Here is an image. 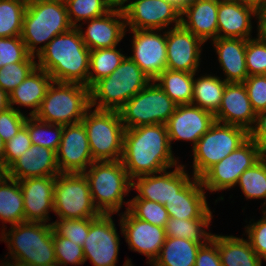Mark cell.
Wrapping results in <instances>:
<instances>
[{
	"instance_id": "1",
	"label": "cell",
	"mask_w": 266,
	"mask_h": 266,
	"mask_svg": "<svg viewBox=\"0 0 266 266\" xmlns=\"http://www.w3.org/2000/svg\"><path fill=\"white\" fill-rule=\"evenodd\" d=\"M174 154L165 124L125 129L121 161L131 180L180 164V158Z\"/></svg>"
},
{
	"instance_id": "2",
	"label": "cell",
	"mask_w": 266,
	"mask_h": 266,
	"mask_svg": "<svg viewBox=\"0 0 266 266\" xmlns=\"http://www.w3.org/2000/svg\"><path fill=\"white\" fill-rule=\"evenodd\" d=\"M90 49L77 27L55 36L36 57L37 67L53 81L79 83L88 87Z\"/></svg>"
},
{
	"instance_id": "3",
	"label": "cell",
	"mask_w": 266,
	"mask_h": 266,
	"mask_svg": "<svg viewBox=\"0 0 266 266\" xmlns=\"http://www.w3.org/2000/svg\"><path fill=\"white\" fill-rule=\"evenodd\" d=\"M9 228L0 233L8 250L5 257L33 266L57 265L53 224L24 221Z\"/></svg>"
},
{
	"instance_id": "4",
	"label": "cell",
	"mask_w": 266,
	"mask_h": 266,
	"mask_svg": "<svg viewBox=\"0 0 266 266\" xmlns=\"http://www.w3.org/2000/svg\"><path fill=\"white\" fill-rule=\"evenodd\" d=\"M83 174L100 214L119 215L125 206L124 209L128 210L130 199L126 201L124 198L132 192V180L121 160L94 161Z\"/></svg>"
},
{
	"instance_id": "5",
	"label": "cell",
	"mask_w": 266,
	"mask_h": 266,
	"mask_svg": "<svg viewBox=\"0 0 266 266\" xmlns=\"http://www.w3.org/2000/svg\"><path fill=\"white\" fill-rule=\"evenodd\" d=\"M72 27L64 0H38L27 3L21 38L27 52L37 57L55 36Z\"/></svg>"
},
{
	"instance_id": "6",
	"label": "cell",
	"mask_w": 266,
	"mask_h": 266,
	"mask_svg": "<svg viewBox=\"0 0 266 266\" xmlns=\"http://www.w3.org/2000/svg\"><path fill=\"white\" fill-rule=\"evenodd\" d=\"M150 82L151 79L126 55L111 75L90 88V106L99 110L119 111Z\"/></svg>"
},
{
	"instance_id": "7",
	"label": "cell",
	"mask_w": 266,
	"mask_h": 266,
	"mask_svg": "<svg viewBox=\"0 0 266 266\" xmlns=\"http://www.w3.org/2000/svg\"><path fill=\"white\" fill-rule=\"evenodd\" d=\"M90 107L89 87L52 81L34 116L44 122L69 125L81 122Z\"/></svg>"
},
{
	"instance_id": "8",
	"label": "cell",
	"mask_w": 266,
	"mask_h": 266,
	"mask_svg": "<svg viewBox=\"0 0 266 266\" xmlns=\"http://www.w3.org/2000/svg\"><path fill=\"white\" fill-rule=\"evenodd\" d=\"M94 161L121 160L125 127L119 111L90 107L82 121Z\"/></svg>"
},
{
	"instance_id": "9",
	"label": "cell",
	"mask_w": 266,
	"mask_h": 266,
	"mask_svg": "<svg viewBox=\"0 0 266 266\" xmlns=\"http://www.w3.org/2000/svg\"><path fill=\"white\" fill-rule=\"evenodd\" d=\"M249 138V132L239 126L216 122L191 150L192 175L200 178L210 167L227 157Z\"/></svg>"
},
{
	"instance_id": "10",
	"label": "cell",
	"mask_w": 266,
	"mask_h": 266,
	"mask_svg": "<svg viewBox=\"0 0 266 266\" xmlns=\"http://www.w3.org/2000/svg\"><path fill=\"white\" fill-rule=\"evenodd\" d=\"M177 104L154 81L119 110L125 129L142 125L165 124L175 112Z\"/></svg>"
},
{
	"instance_id": "11",
	"label": "cell",
	"mask_w": 266,
	"mask_h": 266,
	"mask_svg": "<svg viewBox=\"0 0 266 266\" xmlns=\"http://www.w3.org/2000/svg\"><path fill=\"white\" fill-rule=\"evenodd\" d=\"M54 214L61 219L96 218L100 215L83 173H59L56 176Z\"/></svg>"
},
{
	"instance_id": "12",
	"label": "cell",
	"mask_w": 266,
	"mask_h": 266,
	"mask_svg": "<svg viewBox=\"0 0 266 266\" xmlns=\"http://www.w3.org/2000/svg\"><path fill=\"white\" fill-rule=\"evenodd\" d=\"M262 157L263 152L259 145L249 137L235 151L214 164L200 177L203 188L209 194L233 190L240 175Z\"/></svg>"
},
{
	"instance_id": "13",
	"label": "cell",
	"mask_w": 266,
	"mask_h": 266,
	"mask_svg": "<svg viewBox=\"0 0 266 266\" xmlns=\"http://www.w3.org/2000/svg\"><path fill=\"white\" fill-rule=\"evenodd\" d=\"M126 29L167 30L180 26L181 7L171 0H126Z\"/></svg>"
},
{
	"instance_id": "14",
	"label": "cell",
	"mask_w": 266,
	"mask_h": 266,
	"mask_svg": "<svg viewBox=\"0 0 266 266\" xmlns=\"http://www.w3.org/2000/svg\"><path fill=\"white\" fill-rule=\"evenodd\" d=\"M113 214H100L89 226L88 236L83 245L84 261L93 266H117L120 250V236H123L119 221L120 233Z\"/></svg>"
},
{
	"instance_id": "15",
	"label": "cell",
	"mask_w": 266,
	"mask_h": 266,
	"mask_svg": "<svg viewBox=\"0 0 266 266\" xmlns=\"http://www.w3.org/2000/svg\"><path fill=\"white\" fill-rule=\"evenodd\" d=\"M127 33L131 34L129 57L155 80L166 69V30L127 29Z\"/></svg>"
},
{
	"instance_id": "16",
	"label": "cell",
	"mask_w": 266,
	"mask_h": 266,
	"mask_svg": "<svg viewBox=\"0 0 266 266\" xmlns=\"http://www.w3.org/2000/svg\"><path fill=\"white\" fill-rule=\"evenodd\" d=\"M187 167L186 164L180 163L159 173L134 178L131 190L136 191V196L130 199H145L165 205L166 201H169L194 178L192 173L186 170L190 169Z\"/></svg>"
},
{
	"instance_id": "17",
	"label": "cell",
	"mask_w": 266,
	"mask_h": 266,
	"mask_svg": "<svg viewBox=\"0 0 266 266\" xmlns=\"http://www.w3.org/2000/svg\"><path fill=\"white\" fill-rule=\"evenodd\" d=\"M205 43L181 25L166 30V69L187 73L201 72ZM201 67V68H200Z\"/></svg>"
},
{
	"instance_id": "18",
	"label": "cell",
	"mask_w": 266,
	"mask_h": 266,
	"mask_svg": "<svg viewBox=\"0 0 266 266\" xmlns=\"http://www.w3.org/2000/svg\"><path fill=\"white\" fill-rule=\"evenodd\" d=\"M214 123L213 113L193 104L178 105L166 123L171 148L174 141H181L190 142L193 149Z\"/></svg>"
},
{
	"instance_id": "19",
	"label": "cell",
	"mask_w": 266,
	"mask_h": 266,
	"mask_svg": "<svg viewBox=\"0 0 266 266\" xmlns=\"http://www.w3.org/2000/svg\"><path fill=\"white\" fill-rule=\"evenodd\" d=\"M118 216L128 249L146 256V263H153L165 242V228L137 219L128 210Z\"/></svg>"
},
{
	"instance_id": "20",
	"label": "cell",
	"mask_w": 266,
	"mask_h": 266,
	"mask_svg": "<svg viewBox=\"0 0 266 266\" xmlns=\"http://www.w3.org/2000/svg\"><path fill=\"white\" fill-rule=\"evenodd\" d=\"M56 160L60 173H83L94 162L82 122L63 125Z\"/></svg>"
},
{
	"instance_id": "21",
	"label": "cell",
	"mask_w": 266,
	"mask_h": 266,
	"mask_svg": "<svg viewBox=\"0 0 266 266\" xmlns=\"http://www.w3.org/2000/svg\"><path fill=\"white\" fill-rule=\"evenodd\" d=\"M84 24H87L86 28ZM77 28L90 50L120 47L121 41L127 37L125 16L120 8H112L102 16L84 21Z\"/></svg>"
},
{
	"instance_id": "22",
	"label": "cell",
	"mask_w": 266,
	"mask_h": 266,
	"mask_svg": "<svg viewBox=\"0 0 266 266\" xmlns=\"http://www.w3.org/2000/svg\"><path fill=\"white\" fill-rule=\"evenodd\" d=\"M56 176L34 177L19 180L23 195L25 221L53 224L54 187Z\"/></svg>"
},
{
	"instance_id": "23",
	"label": "cell",
	"mask_w": 266,
	"mask_h": 266,
	"mask_svg": "<svg viewBox=\"0 0 266 266\" xmlns=\"http://www.w3.org/2000/svg\"><path fill=\"white\" fill-rule=\"evenodd\" d=\"M217 25V38L252 39L253 29L259 32V12L236 0H218Z\"/></svg>"
},
{
	"instance_id": "24",
	"label": "cell",
	"mask_w": 266,
	"mask_h": 266,
	"mask_svg": "<svg viewBox=\"0 0 266 266\" xmlns=\"http://www.w3.org/2000/svg\"><path fill=\"white\" fill-rule=\"evenodd\" d=\"M214 116L216 122L239 126L248 132L252 129L256 113L252 109L244 83L226 84L221 105Z\"/></svg>"
},
{
	"instance_id": "25",
	"label": "cell",
	"mask_w": 266,
	"mask_h": 266,
	"mask_svg": "<svg viewBox=\"0 0 266 266\" xmlns=\"http://www.w3.org/2000/svg\"><path fill=\"white\" fill-rule=\"evenodd\" d=\"M200 178L194 177L181 191L165 203L169 217L177 219H213V212Z\"/></svg>"
},
{
	"instance_id": "26",
	"label": "cell",
	"mask_w": 266,
	"mask_h": 266,
	"mask_svg": "<svg viewBox=\"0 0 266 266\" xmlns=\"http://www.w3.org/2000/svg\"><path fill=\"white\" fill-rule=\"evenodd\" d=\"M218 0H192L181 7V26L205 44L217 39Z\"/></svg>"
},
{
	"instance_id": "27",
	"label": "cell",
	"mask_w": 266,
	"mask_h": 266,
	"mask_svg": "<svg viewBox=\"0 0 266 266\" xmlns=\"http://www.w3.org/2000/svg\"><path fill=\"white\" fill-rule=\"evenodd\" d=\"M59 173L56 152L34 144L7 169V176L16 180L57 176Z\"/></svg>"
},
{
	"instance_id": "28",
	"label": "cell",
	"mask_w": 266,
	"mask_h": 266,
	"mask_svg": "<svg viewBox=\"0 0 266 266\" xmlns=\"http://www.w3.org/2000/svg\"><path fill=\"white\" fill-rule=\"evenodd\" d=\"M211 42L217 55L219 69L227 83H243L248 77L246 68V40L241 38H217Z\"/></svg>"
},
{
	"instance_id": "29",
	"label": "cell",
	"mask_w": 266,
	"mask_h": 266,
	"mask_svg": "<svg viewBox=\"0 0 266 266\" xmlns=\"http://www.w3.org/2000/svg\"><path fill=\"white\" fill-rule=\"evenodd\" d=\"M52 81V77L45 70L36 66L26 79L9 93L10 107L20 113H24L20 108H30L31 111L29 109L26 115L34 116Z\"/></svg>"
},
{
	"instance_id": "30",
	"label": "cell",
	"mask_w": 266,
	"mask_h": 266,
	"mask_svg": "<svg viewBox=\"0 0 266 266\" xmlns=\"http://www.w3.org/2000/svg\"><path fill=\"white\" fill-rule=\"evenodd\" d=\"M233 234H218V250L222 266H262L264 263L251 248L248 239Z\"/></svg>"
},
{
	"instance_id": "31",
	"label": "cell",
	"mask_w": 266,
	"mask_h": 266,
	"mask_svg": "<svg viewBox=\"0 0 266 266\" xmlns=\"http://www.w3.org/2000/svg\"><path fill=\"white\" fill-rule=\"evenodd\" d=\"M203 72L200 75H198L199 72H196L194 75L191 104L215 114L221 105L227 82L218 76L217 73Z\"/></svg>"
},
{
	"instance_id": "32",
	"label": "cell",
	"mask_w": 266,
	"mask_h": 266,
	"mask_svg": "<svg viewBox=\"0 0 266 266\" xmlns=\"http://www.w3.org/2000/svg\"><path fill=\"white\" fill-rule=\"evenodd\" d=\"M23 195L19 180L6 176L0 181V232L25 221ZM2 221V222H1Z\"/></svg>"
},
{
	"instance_id": "33",
	"label": "cell",
	"mask_w": 266,
	"mask_h": 266,
	"mask_svg": "<svg viewBox=\"0 0 266 266\" xmlns=\"http://www.w3.org/2000/svg\"><path fill=\"white\" fill-rule=\"evenodd\" d=\"M203 244L184 238L166 237L153 266H194Z\"/></svg>"
},
{
	"instance_id": "34",
	"label": "cell",
	"mask_w": 266,
	"mask_h": 266,
	"mask_svg": "<svg viewBox=\"0 0 266 266\" xmlns=\"http://www.w3.org/2000/svg\"><path fill=\"white\" fill-rule=\"evenodd\" d=\"M195 73L165 69L154 81L177 104H191Z\"/></svg>"
},
{
	"instance_id": "35",
	"label": "cell",
	"mask_w": 266,
	"mask_h": 266,
	"mask_svg": "<svg viewBox=\"0 0 266 266\" xmlns=\"http://www.w3.org/2000/svg\"><path fill=\"white\" fill-rule=\"evenodd\" d=\"M99 48L90 50L89 56V75L88 87L91 88L97 81L108 77L121 64L127 53L123 54L124 49Z\"/></svg>"
},
{
	"instance_id": "36",
	"label": "cell",
	"mask_w": 266,
	"mask_h": 266,
	"mask_svg": "<svg viewBox=\"0 0 266 266\" xmlns=\"http://www.w3.org/2000/svg\"><path fill=\"white\" fill-rule=\"evenodd\" d=\"M212 219H177L169 217L165 225L166 237L184 238L206 244L213 233L210 231Z\"/></svg>"
},
{
	"instance_id": "37",
	"label": "cell",
	"mask_w": 266,
	"mask_h": 266,
	"mask_svg": "<svg viewBox=\"0 0 266 266\" xmlns=\"http://www.w3.org/2000/svg\"><path fill=\"white\" fill-rule=\"evenodd\" d=\"M235 187H239L244 199L266 201V159L262 157L251 168L245 170Z\"/></svg>"
},
{
	"instance_id": "38",
	"label": "cell",
	"mask_w": 266,
	"mask_h": 266,
	"mask_svg": "<svg viewBox=\"0 0 266 266\" xmlns=\"http://www.w3.org/2000/svg\"><path fill=\"white\" fill-rule=\"evenodd\" d=\"M32 144L43 146L57 152L62 138L63 125L52 124L28 116L25 124Z\"/></svg>"
},
{
	"instance_id": "39",
	"label": "cell",
	"mask_w": 266,
	"mask_h": 266,
	"mask_svg": "<svg viewBox=\"0 0 266 266\" xmlns=\"http://www.w3.org/2000/svg\"><path fill=\"white\" fill-rule=\"evenodd\" d=\"M26 8L21 0H0V37L21 36Z\"/></svg>"
},
{
	"instance_id": "40",
	"label": "cell",
	"mask_w": 266,
	"mask_h": 266,
	"mask_svg": "<svg viewBox=\"0 0 266 266\" xmlns=\"http://www.w3.org/2000/svg\"><path fill=\"white\" fill-rule=\"evenodd\" d=\"M67 7L68 19L73 27L82 22L102 16L113 7L105 0H64Z\"/></svg>"
},
{
	"instance_id": "41",
	"label": "cell",
	"mask_w": 266,
	"mask_h": 266,
	"mask_svg": "<svg viewBox=\"0 0 266 266\" xmlns=\"http://www.w3.org/2000/svg\"><path fill=\"white\" fill-rule=\"evenodd\" d=\"M128 211L137 219L165 228L169 220L164 205L145 199H130Z\"/></svg>"
},
{
	"instance_id": "42",
	"label": "cell",
	"mask_w": 266,
	"mask_h": 266,
	"mask_svg": "<svg viewBox=\"0 0 266 266\" xmlns=\"http://www.w3.org/2000/svg\"><path fill=\"white\" fill-rule=\"evenodd\" d=\"M53 241L57 266H82L85 264L82 246L60 236L54 229Z\"/></svg>"
},
{
	"instance_id": "43",
	"label": "cell",
	"mask_w": 266,
	"mask_h": 266,
	"mask_svg": "<svg viewBox=\"0 0 266 266\" xmlns=\"http://www.w3.org/2000/svg\"><path fill=\"white\" fill-rule=\"evenodd\" d=\"M245 61L248 76L266 75V39L259 32L246 40Z\"/></svg>"
},
{
	"instance_id": "44",
	"label": "cell",
	"mask_w": 266,
	"mask_h": 266,
	"mask_svg": "<svg viewBox=\"0 0 266 266\" xmlns=\"http://www.w3.org/2000/svg\"><path fill=\"white\" fill-rule=\"evenodd\" d=\"M16 62H36V57L27 52L21 36L0 37V68Z\"/></svg>"
},
{
	"instance_id": "45",
	"label": "cell",
	"mask_w": 266,
	"mask_h": 266,
	"mask_svg": "<svg viewBox=\"0 0 266 266\" xmlns=\"http://www.w3.org/2000/svg\"><path fill=\"white\" fill-rule=\"evenodd\" d=\"M95 218L83 219H61L57 218L53 222V229L63 237L75 242L79 246L84 245L85 239L88 236L90 223Z\"/></svg>"
},
{
	"instance_id": "46",
	"label": "cell",
	"mask_w": 266,
	"mask_h": 266,
	"mask_svg": "<svg viewBox=\"0 0 266 266\" xmlns=\"http://www.w3.org/2000/svg\"><path fill=\"white\" fill-rule=\"evenodd\" d=\"M37 62H16L0 68V88L8 94L22 83Z\"/></svg>"
},
{
	"instance_id": "47",
	"label": "cell",
	"mask_w": 266,
	"mask_h": 266,
	"mask_svg": "<svg viewBox=\"0 0 266 266\" xmlns=\"http://www.w3.org/2000/svg\"><path fill=\"white\" fill-rule=\"evenodd\" d=\"M253 217L249 221L244 220L247 224L243 228L245 229L243 235H246L245 238L247 237L251 248L261 260L266 262V214L262 213L260 219L256 221L255 216Z\"/></svg>"
},
{
	"instance_id": "48",
	"label": "cell",
	"mask_w": 266,
	"mask_h": 266,
	"mask_svg": "<svg viewBox=\"0 0 266 266\" xmlns=\"http://www.w3.org/2000/svg\"><path fill=\"white\" fill-rule=\"evenodd\" d=\"M32 145L27 127L24 125L18 133L5 143L3 163L8 169Z\"/></svg>"
},
{
	"instance_id": "49",
	"label": "cell",
	"mask_w": 266,
	"mask_h": 266,
	"mask_svg": "<svg viewBox=\"0 0 266 266\" xmlns=\"http://www.w3.org/2000/svg\"><path fill=\"white\" fill-rule=\"evenodd\" d=\"M252 109L257 114L266 109V75L248 76L243 82Z\"/></svg>"
},
{
	"instance_id": "50",
	"label": "cell",
	"mask_w": 266,
	"mask_h": 266,
	"mask_svg": "<svg viewBox=\"0 0 266 266\" xmlns=\"http://www.w3.org/2000/svg\"><path fill=\"white\" fill-rule=\"evenodd\" d=\"M27 117L25 113L17 112L12 107L0 111V136L5 143L24 126Z\"/></svg>"
},
{
	"instance_id": "51",
	"label": "cell",
	"mask_w": 266,
	"mask_h": 266,
	"mask_svg": "<svg viewBox=\"0 0 266 266\" xmlns=\"http://www.w3.org/2000/svg\"><path fill=\"white\" fill-rule=\"evenodd\" d=\"M194 266H222L218 250V234L200 247Z\"/></svg>"
},
{
	"instance_id": "52",
	"label": "cell",
	"mask_w": 266,
	"mask_h": 266,
	"mask_svg": "<svg viewBox=\"0 0 266 266\" xmlns=\"http://www.w3.org/2000/svg\"><path fill=\"white\" fill-rule=\"evenodd\" d=\"M249 137L259 145L262 152L266 150V109L256 114Z\"/></svg>"
},
{
	"instance_id": "53",
	"label": "cell",
	"mask_w": 266,
	"mask_h": 266,
	"mask_svg": "<svg viewBox=\"0 0 266 266\" xmlns=\"http://www.w3.org/2000/svg\"><path fill=\"white\" fill-rule=\"evenodd\" d=\"M241 4L253 7L257 12H261L266 7V0H236Z\"/></svg>"
},
{
	"instance_id": "54",
	"label": "cell",
	"mask_w": 266,
	"mask_h": 266,
	"mask_svg": "<svg viewBox=\"0 0 266 266\" xmlns=\"http://www.w3.org/2000/svg\"><path fill=\"white\" fill-rule=\"evenodd\" d=\"M259 34L266 39V7L259 13Z\"/></svg>"
},
{
	"instance_id": "55",
	"label": "cell",
	"mask_w": 266,
	"mask_h": 266,
	"mask_svg": "<svg viewBox=\"0 0 266 266\" xmlns=\"http://www.w3.org/2000/svg\"><path fill=\"white\" fill-rule=\"evenodd\" d=\"M10 107L9 94L0 88V111Z\"/></svg>"
},
{
	"instance_id": "56",
	"label": "cell",
	"mask_w": 266,
	"mask_h": 266,
	"mask_svg": "<svg viewBox=\"0 0 266 266\" xmlns=\"http://www.w3.org/2000/svg\"><path fill=\"white\" fill-rule=\"evenodd\" d=\"M4 260H0V266H22V264L19 261L10 259V258H2Z\"/></svg>"
},
{
	"instance_id": "57",
	"label": "cell",
	"mask_w": 266,
	"mask_h": 266,
	"mask_svg": "<svg viewBox=\"0 0 266 266\" xmlns=\"http://www.w3.org/2000/svg\"><path fill=\"white\" fill-rule=\"evenodd\" d=\"M107 1L113 8L122 9L125 5L126 0H105Z\"/></svg>"
},
{
	"instance_id": "58",
	"label": "cell",
	"mask_w": 266,
	"mask_h": 266,
	"mask_svg": "<svg viewBox=\"0 0 266 266\" xmlns=\"http://www.w3.org/2000/svg\"><path fill=\"white\" fill-rule=\"evenodd\" d=\"M7 176V169L4 166L3 161H0V181Z\"/></svg>"
},
{
	"instance_id": "59",
	"label": "cell",
	"mask_w": 266,
	"mask_h": 266,
	"mask_svg": "<svg viewBox=\"0 0 266 266\" xmlns=\"http://www.w3.org/2000/svg\"><path fill=\"white\" fill-rule=\"evenodd\" d=\"M4 150H5V142L3 141L2 137L0 136V161H3Z\"/></svg>"
},
{
	"instance_id": "60",
	"label": "cell",
	"mask_w": 266,
	"mask_h": 266,
	"mask_svg": "<svg viewBox=\"0 0 266 266\" xmlns=\"http://www.w3.org/2000/svg\"><path fill=\"white\" fill-rule=\"evenodd\" d=\"M125 258H127V259H125V262H124V264H123L122 266H135V265L132 263V259H131V258H128V256L125 257ZM146 264H147V265L149 264L150 266H153L152 263H146Z\"/></svg>"
},
{
	"instance_id": "61",
	"label": "cell",
	"mask_w": 266,
	"mask_h": 266,
	"mask_svg": "<svg viewBox=\"0 0 266 266\" xmlns=\"http://www.w3.org/2000/svg\"><path fill=\"white\" fill-rule=\"evenodd\" d=\"M176 2L180 7H182L183 5L190 3L192 0H171Z\"/></svg>"
},
{
	"instance_id": "62",
	"label": "cell",
	"mask_w": 266,
	"mask_h": 266,
	"mask_svg": "<svg viewBox=\"0 0 266 266\" xmlns=\"http://www.w3.org/2000/svg\"><path fill=\"white\" fill-rule=\"evenodd\" d=\"M260 211H262L261 213H263V214H266V201H265V203L264 204H262L261 206H260Z\"/></svg>"
},
{
	"instance_id": "63",
	"label": "cell",
	"mask_w": 266,
	"mask_h": 266,
	"mask_svg": "<svg viewBox=\"0 0 266 266\" xmlns=\"http://www.w3.org/2000/svg\"><path fill=\"white\" fill-rule=\"evenodd\" d=\"M21 1H23L27 4V3H31V2L38 1V0H21Z\"/></svg>"
},
{
	"instance_id": "64",
	"label": "cell",
	"mask_w": 266,
	"mask_h": 266,
	"mask_svg": "<svg viewBox=\"0 0 266 266\" xmlns=\"http://www.w3.org/2000/svg\"><path fill=\"white\" fill-rule=\"evenodd\" d=\"M22 266H33V265L22 264ZM41 266H57V265H41Z\"/></svg>"
},
{
	"instance_id": "65",
	"label": "cell",
	"mask_w": 266,
	"mask_h": 266,
	"mask_svg": "<svg viewBox=\"0 0 266 266\" xmlns=\"http://www.w3.org/2000/svg\"><path fill=\"white\" fill-rule=\"evenodd\" d=\"M263 157L266 159V150L263 152Z\"/></svg>"
}]
</instances>
